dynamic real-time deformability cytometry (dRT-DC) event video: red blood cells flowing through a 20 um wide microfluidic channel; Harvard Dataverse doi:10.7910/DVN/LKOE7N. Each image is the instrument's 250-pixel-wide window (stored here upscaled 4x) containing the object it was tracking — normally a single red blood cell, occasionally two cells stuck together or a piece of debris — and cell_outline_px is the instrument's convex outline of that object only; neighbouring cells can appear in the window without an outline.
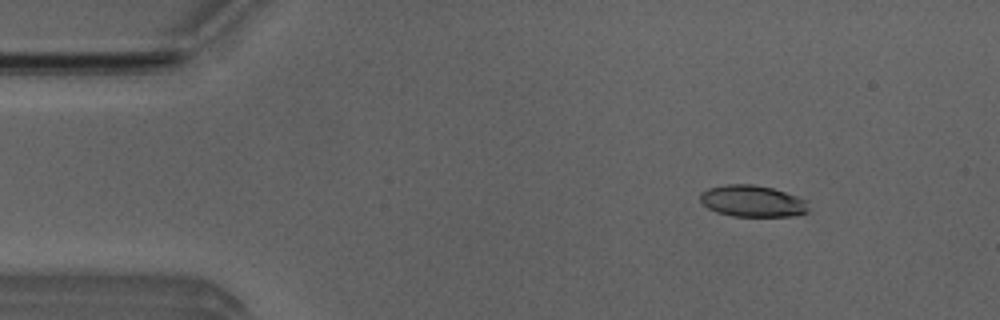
{"species": "Egyptian fruit bat (a non-hibernating species)", "species_latin": "Rousettus aegyptiacus", "temperature_condition": "room temperature", "stored_images_in_passage": 49, "camera_frame_rate_fps": 3000, "um_per_image_px": 0.085, "animal": {"sex": "male"}, "frame": {"image": 1, "passage_image": 7, "time_ms": 2.0, "image_size_px": [1000, 320], "cell_outline_px": [[808, 212], [792, 216], [732, 216], [716, 212], [708, 208], [700, 200], [700, 192], [708, 188], [728, 184], [752, 184], [772, 188], [808, 200]], "centroid_in_image_um": [63.96, 17.09], "position_along_channel_um": 21.0, "area_um2": 19.94}}
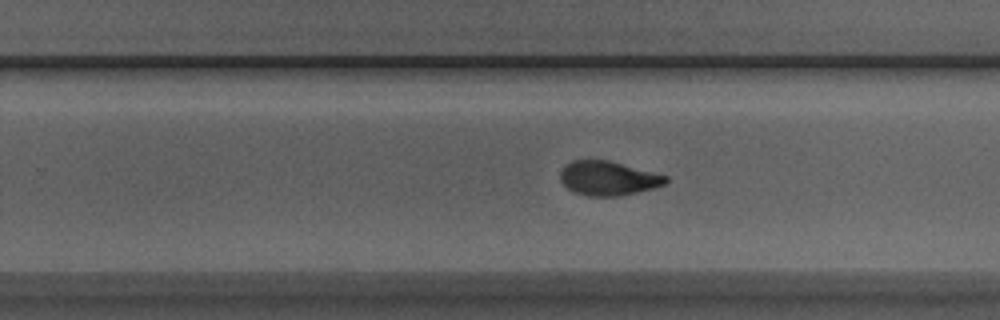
{"frame": {"image": 2, "passage_image": 33, "time_ms": 10.667, "image_size_px": [1000, 320], "cell_outline_px": [[668, 180], [664, 184], [652, 188], [636, 192], [616, 196], [588, 196], [572, 192], [560, 180], [560, 172], [572, 160], [608, 160], [668, 176]], "centroid_in_image_um": [51.67, 15.15], "position_along_channel_um": 278.1, "area_um2": 20.75}}
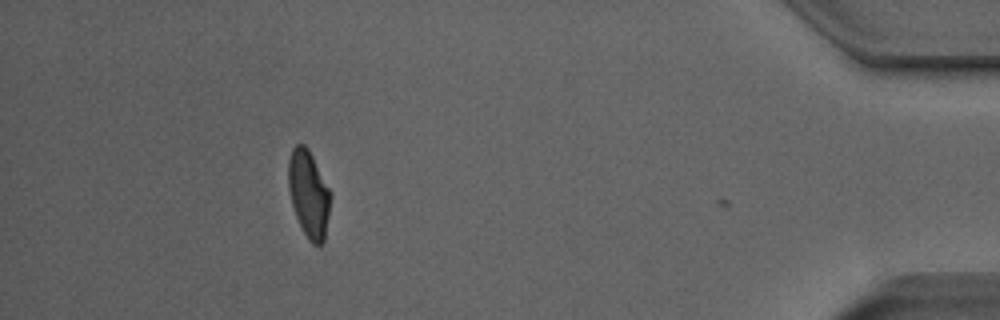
{"frame": {"image": 3, "passage_image": 48, "time_ms": 15.667, "image_size_px": [1000, 320], "cell_outline_px": [[332, 196], [324, 244], [312, 244], [308, 240], [296, 216], [292, 204], [288, 188], [288, 160], [292, 148], [296, 144], [304, 144], [308, 148], [332, 192]], "centroid_in_image_um": [26.26, 16.48], "position_along_channel_um": 408.9, "area_um2": 21.68}, "authors_computed_cell_mechanics": {"area_um2": 21.5016, "velocity_mm_per_s": 3.8594, "shape_relaxation_time_tau1_ms": 3.2291, "shape_relaxation_time_tau2_ms": 1.49, "deformation_change_tau1": 0.1587, "deformation_change_tau2": 0.0728}}